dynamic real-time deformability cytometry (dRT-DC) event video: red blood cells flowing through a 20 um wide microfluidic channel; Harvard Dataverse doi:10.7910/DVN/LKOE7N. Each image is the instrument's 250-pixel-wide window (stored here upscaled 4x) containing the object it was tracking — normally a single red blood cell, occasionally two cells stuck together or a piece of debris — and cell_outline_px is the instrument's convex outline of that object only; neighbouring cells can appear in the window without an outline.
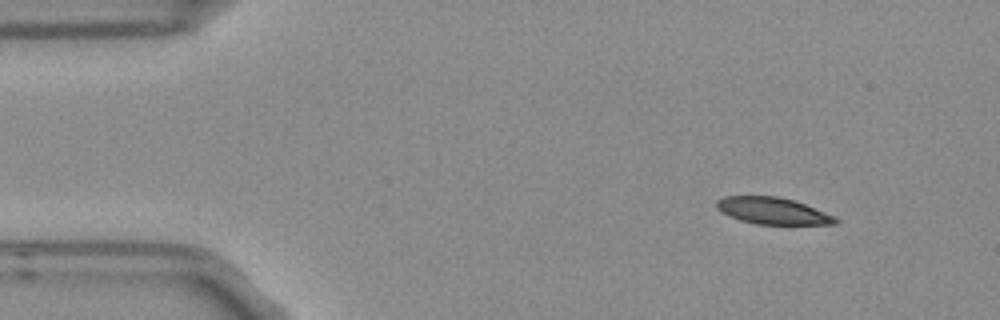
{"species": "Egyptian fruit bat (a non-hibernating species)", "species_latin": "Rousettus aegyptiacus", "temperature_condition": "room temperature", "stored_images_in_passage": 5, "camera_frame_rate_fps": 3000, "um_per_image_px": 0.085, "frame": {"image": 1, "passage_image": 1, "time_ms": 0.0, "image_size_px": [1000, 320], "cell_outline_px": [[840, 220], [836, 224], [756, 224], [740, 220], [728, 216], [720, 212], [716, 208], [716, 200], [724, 196], [780, 196], [796, 200], [836, 216]], "centroid_in_image_um": [65.69, 17.91], "position_along_channel_um": 19.3, "area_um2": 18.84}}
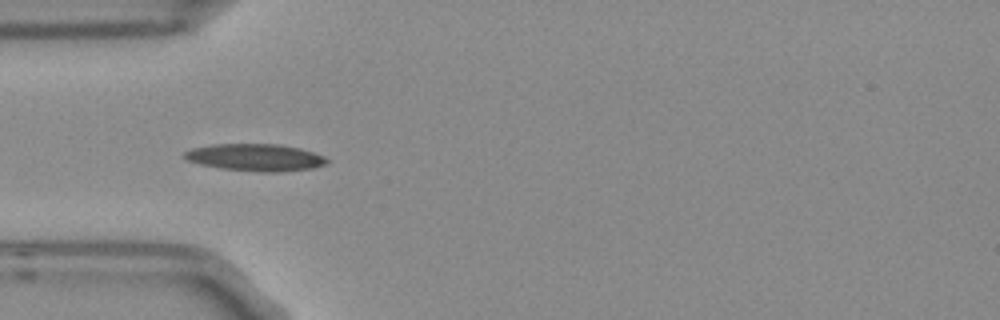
{"frame": {"image": 2, "passage_image": 4, "time_ms": 1.0, "image_size_px": [1000, 320], "cell_outline_px": [[328, 164], [312, 168], [276, 172], [260, 172], [220, 168], [200, 164], [184, 160], [180, 156], [184, 152], [192, 148], [212, 144], [280, 144], [300, 148], [324, 156], [328, 160]], "centroid_in_image_um": [21.66, 13.38], "position_along_channel_um": 63.3, "area_um2": 22.72}}
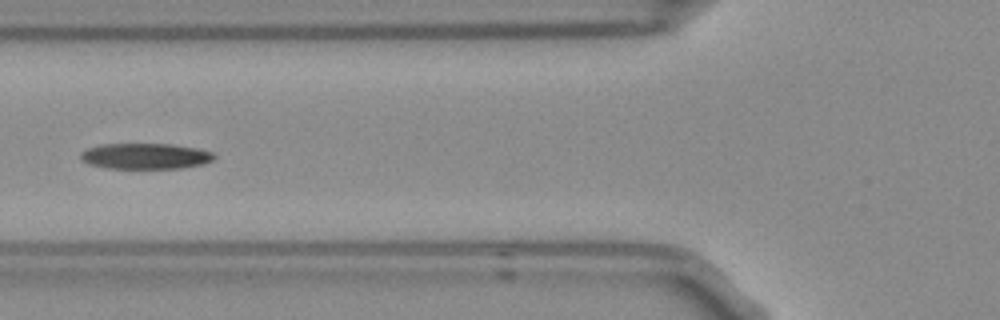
{"frame": {"image": 3, "passage_image": 5, "time_ms": 1.333, "image_size_px": [1000, 320], "cell_outline_px": [[216, 156], [212, 160], [204, 164], [180, 168], [108, 168], [88, 164], [80, 160], [80, 152], [88, 148], [100, 144], [172, 144], [200, 148], [212, 152]], "centroid_in_image_um": [12.35, 13.26], "position_along_channel_um": 113.4, "area_um2": 20.23}}